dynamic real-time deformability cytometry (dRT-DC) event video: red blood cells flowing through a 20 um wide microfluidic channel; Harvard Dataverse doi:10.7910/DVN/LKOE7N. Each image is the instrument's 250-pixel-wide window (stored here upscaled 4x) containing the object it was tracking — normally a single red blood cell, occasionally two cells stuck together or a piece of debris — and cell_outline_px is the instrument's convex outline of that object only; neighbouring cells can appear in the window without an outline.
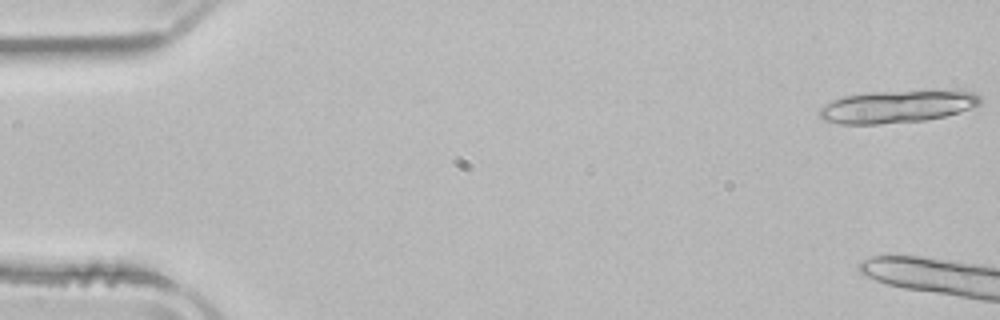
{"species": "common noctule bat (a hibernating species)", "species_latin": "Nyctalus noctula", "temperature_condition": "room temperature", "stored_images_in_passage": 10, "camera_frame_rate_fps": 3000, "um_per_image_px": 0.085, "animal": {"sex": "male", "body_mass_g": 21.5, "forearm_length_mm": 52.0}, "frame": {"image": 1, "passage_image": 1, "time_ms": 0.0, "image_size_px": [1000, 320], "cell_outline_px": [[984, 100], [980, 104], [960, 112], [944, 116], [924, 120], [880, 124], [840, 124], [820, 120], [816, 112], [820, 108], [832, 100], [844, 96], [868, 92], [924, 88], [936, 88], [972, 92], [980, 96]], "centroid_in_image_um": [76.27, 9.02], "position_along_channel_um": 8.7, "area_um2": 31.67}}